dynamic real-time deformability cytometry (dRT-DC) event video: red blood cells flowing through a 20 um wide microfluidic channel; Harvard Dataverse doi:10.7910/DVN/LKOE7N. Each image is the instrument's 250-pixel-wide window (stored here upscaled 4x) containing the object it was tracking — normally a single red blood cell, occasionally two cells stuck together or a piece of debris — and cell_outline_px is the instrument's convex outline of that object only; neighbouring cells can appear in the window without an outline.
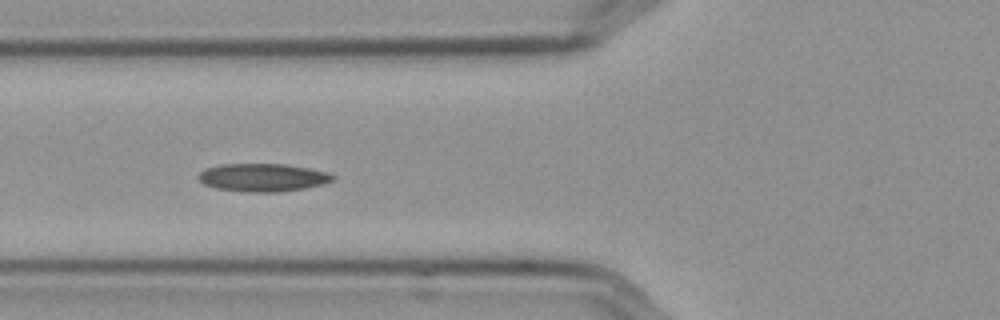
{"species": "Egyptian fruit bat (a non-hibernating species)", "species_latin": "Rousettus aegyptiacus", "temperature_condition": "cold", "stored_images_in_passage": 57, "camera_frame_rate_fps": 3000, "um_per_image_px": 0.085, "frame": {"image": 1, "passage_image": 22, "time_ms": 7.0, "image_size_px": [1000, 320], "cell_outline_px": [[336, 176], [332, 180], [324, 184], [304, 188], [280, 192], [248, 192], [216, 188], [204, 184], [196, 176], [200, 172], [208, 168], [220, 164], [284, 164], [308, 168], [328, 172]], "centroid_in_image_um": [22.34, 15.09], "position_along_channel_um": 103.5, "area_um2": 21.85}}
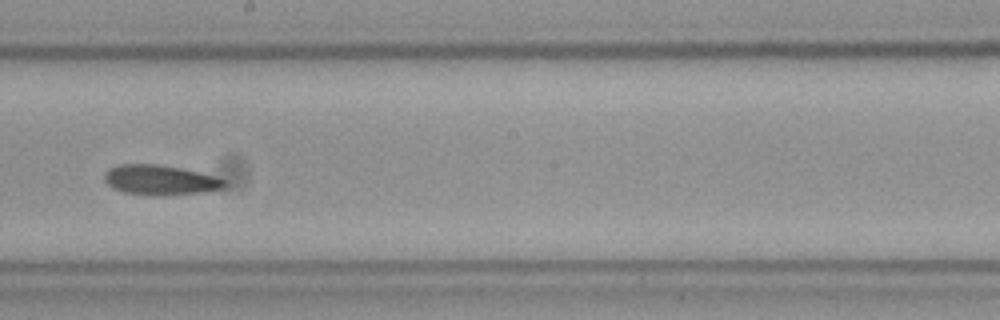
{"frame": {"image": 2, "passage_image": 33, "time_ms": 10.667, "image_size_px": [1000, 320], "cell_outline_px": [[228, 184], [224, 188], [204, 192], [164, 196], [152, 196], [124, 192], [112, 188], [104, 180], [104, 172], [108, 168], [120, 164], [156, 164], [180, 168], [228, 180]], "centroid_in_image_um": [13.6, 15.31], "position_along_channel_um": 234.6, "area_um2": 21.15}}
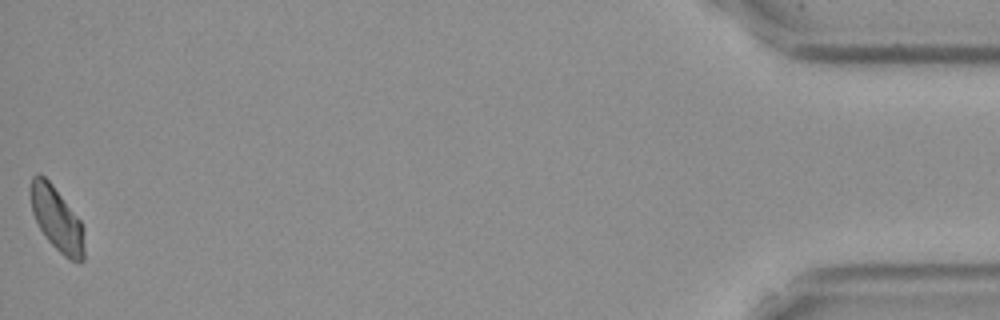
{"frame": {"image": 3, "passage_image": 57, "time_ms": 18.667, "image_size_px": [1000, 320], "cell_outline_px": [[84, 260], [80, 264], [68, 260], [44, 236], [32, 212], [28, 192], [32, 176], [36, 172], [40, 172], [52, 184], [80, 220], [84, 248]], "centroid_in_image_um": [4.78, 18.59], "position_along_channel_um": 430.4, "area_um2": 20.17}}